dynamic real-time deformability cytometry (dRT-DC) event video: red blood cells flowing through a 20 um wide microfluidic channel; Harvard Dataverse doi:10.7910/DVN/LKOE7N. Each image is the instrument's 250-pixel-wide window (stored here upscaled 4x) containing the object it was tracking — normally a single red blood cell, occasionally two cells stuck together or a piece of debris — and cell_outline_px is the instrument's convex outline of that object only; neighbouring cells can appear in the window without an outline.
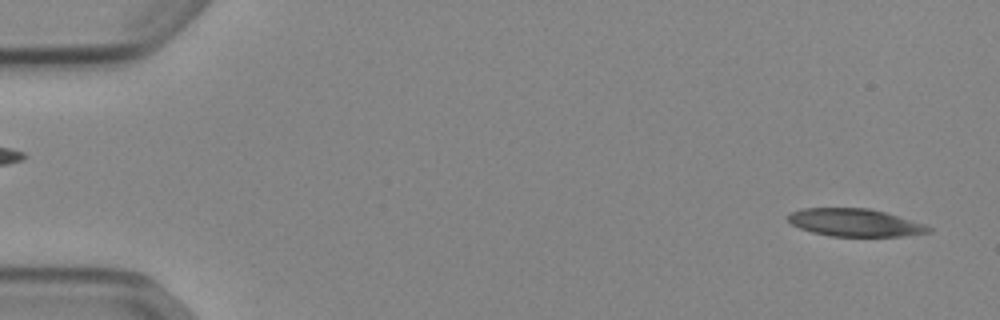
{"species": "Egyptian fruit bat (a non-hibernating species)", "species_latin": "Rousettus aegyptiacus", "temperature_condition": "cold", "stored_images_in_passage": 51, "camera_frame_rate_fps": 3000, "um_per_image_px": 0.085, "animal": {"sex": "female"}, "frame": {"image": 1, "passage_image": 2, "time_ms": 0.333, "image_size_px": [1000, 320], "cell_outline_px": [[932, 232], [904, 236], [828, 236], [812, 232], [800, 228], [792, 224], [788, 220], [788, 212], [800, 208], [868, 208], [884, 212], [924, 224], [932, 228]], "centroid_in_image_um": [72.64, 18.92], "position_along_channel_um": 12.4, "area_um2": 22.66}}
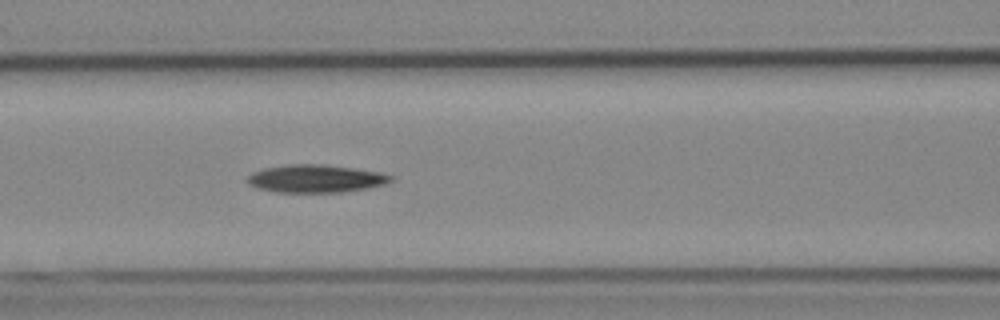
{"frame": {"image": 2, "passage_image": 22, "time_ms": 7.0, "image_size_px": [1000, 320], "cell_outline_px": [[392, 180], [384, 184], [368, 188], [344, 192], [276, 192], [256, 188], [248, 184], [244, 180], [252, 172], [264, 168], [288, 164], [320, 164], [352, 168], [380, 172], [392, 176]], "centroid_in_image_um": [26.77, 15.19], "position_along_channel_um": 139.8, "area_um2": 23.29}}
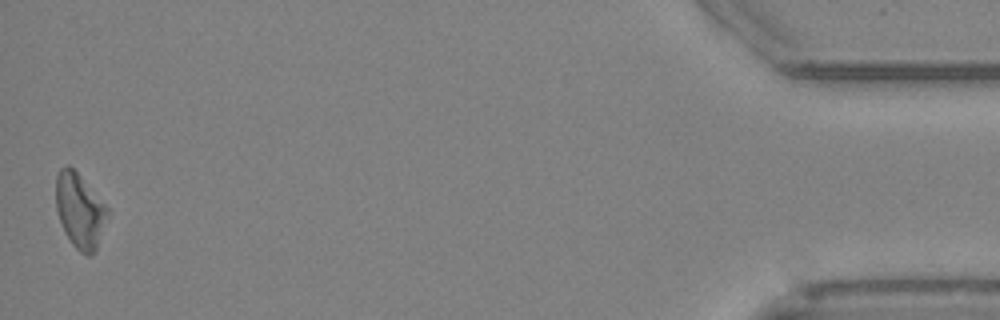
{"frame": {"image": 3, "passage_image": 51, "time_ms": 16.667, "image_size_px": [1000, 320], "cell_outline_px": [[108, 212], [96, 248], [88, 256], [80, 252], [72, 244], [64, 232], [56, 208], [56, 176], [60, 168], [64, 164], [68, 164], [76, 172], [108, 208]], "centroid_in_image_um": [6.74, 17.88], "position_along_channel_um": 428.5, "area_um2": 21.85}, "authors_computed_cell_mechanics": {"area_um2": 23.0044, "velocity_mm_per_s": 3.8869, "shape_relaxation_time_tau1_ms": 4.7854, "shape_relaxation_time_tau2_ms": null, "deformation_change_tau1": 0.1563, "deformation_change_tau2": null}}